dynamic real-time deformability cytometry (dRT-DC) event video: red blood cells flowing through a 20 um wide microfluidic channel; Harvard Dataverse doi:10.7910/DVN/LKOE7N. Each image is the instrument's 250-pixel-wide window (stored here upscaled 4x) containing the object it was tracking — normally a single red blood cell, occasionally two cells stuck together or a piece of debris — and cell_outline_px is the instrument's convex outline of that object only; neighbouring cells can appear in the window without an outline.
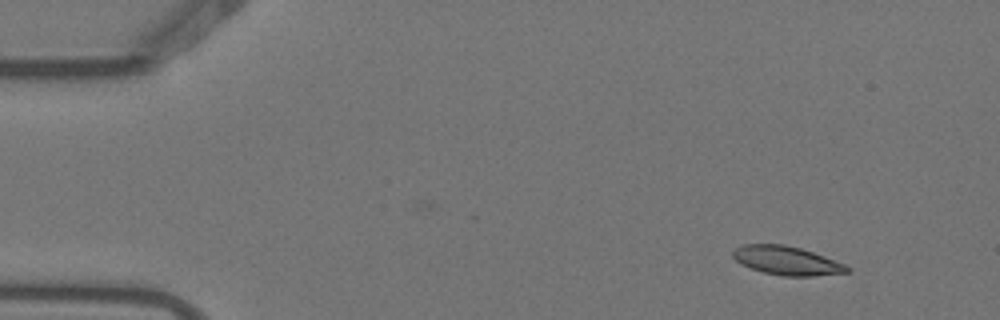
{"species": "Egyptian fruit bat (a non-hibernating species)", "species_latin": "Rousettus aegyptiacus", "temperature_condition": "warm", "stored_images_in_passage": 6, "camera_frame_rate_fps": 3000, "um_per_image_px": 0.085, "animal": {"sex": "female"}, "frame": {"image": 1, "passage_image": 2, "time_ms": 0.333, "image_size_px": [1000, 320], "cell_outline_px": [[852, 272], [812, 276], [784, 276], [764, 272], [740, 264], [732, 256], [732, 248], [744, 244], [784, 244], [800, 248], [824, 256], [844, 264], [852, 268]], "centroid_in_image_um": [66.87, 22.15], "position_along_channel_um": 18.1, "area_um2": 19.19}}
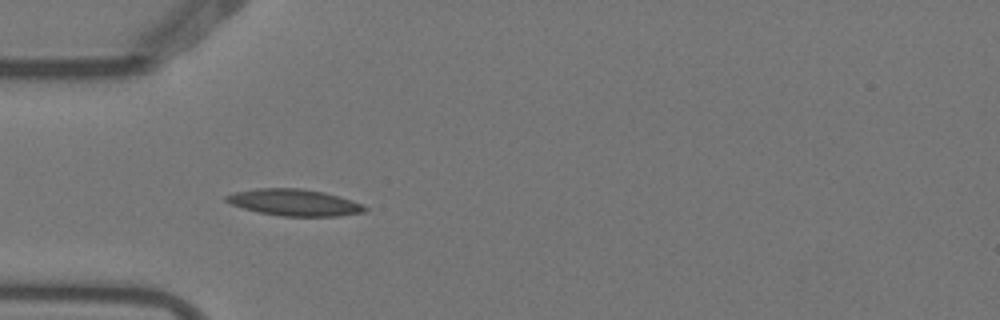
{"frame": {"image": 2, "passage_image": 5, "time_ms": 1.333, "image_size_px": [1000, 320], "cell_outline_px": [[368, 208], [364, 212], [340, 216], [280, 216], [260, 212], [244, 208], [232, 204], [224, 200], [224, 196], [236, 192], [260, 188], [300, 188], [324, 192], [352, 200], [364, 204]], "centroid_in_image_um": [25.06, 17.21], "position_along_channel_um": 59.9, "area_um2": 21.39}}
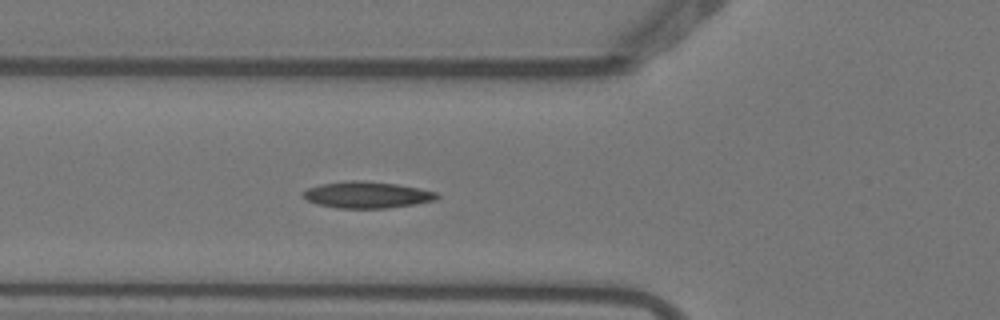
{"frame": {"image": 3, "passage_image": 6, "time_ms": 1.667, "image_size_px": [1000, 320], "cell_outline_px": [[440, 196], [436, 200], [416, 204], [388, 208], [336, 208], [316, 204], [300, 196], [300, 192], [308, 188], [320, 184], [348, 180], [360, 180], [396, 184], [420, 188], [436, 192]], "centroid_in_image_um": [31.16, 16.56], "position_along_channel_um": 94.6, "area_um2": 20.92}}